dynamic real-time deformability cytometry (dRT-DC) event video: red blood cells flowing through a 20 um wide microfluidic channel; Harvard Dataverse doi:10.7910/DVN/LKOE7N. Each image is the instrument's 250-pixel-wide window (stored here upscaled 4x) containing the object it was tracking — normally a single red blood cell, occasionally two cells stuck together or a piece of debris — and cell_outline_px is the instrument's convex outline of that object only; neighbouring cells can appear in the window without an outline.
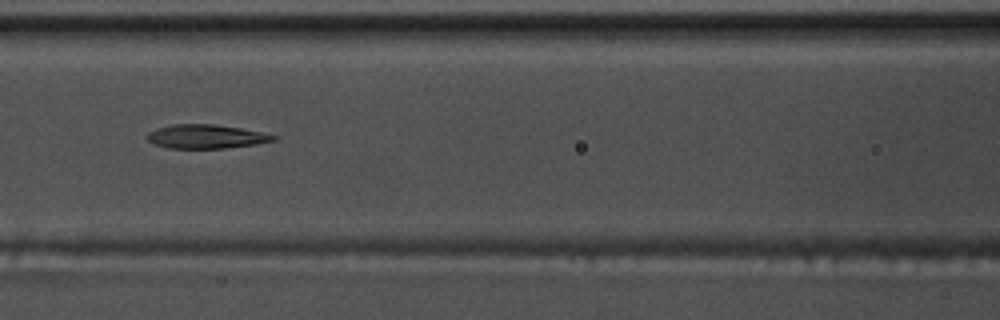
{"species": "common noctule bat (a hibernating species)", "species_latin": "Nyctalus noctula", "temperature_condition": "warm", "stored_images_in_passage": 54, "camera_frame_rate_fps": 3000, "um_per_image_px": 0.085, "animal": {"sex": "male", "body_mass_g": 17.5, "forearm_length_mm": 52.3}, "frame": {"image": 1, "passage_image": 24, "time_ms": 7.667, "image_size_px": [1000, 320], "cell_outline_px": [[280, 136], [276, 140], [256, 144], [224, 148], [168, 148], [152, 144], [148, 140], [148, 132], [156, 128], [172, 124], [212, 124], [240, 128]], "centroid_in_image_um": [17.5, 11.6], "position_along_channel_um": 149.1, "area_um2": 17.57}}
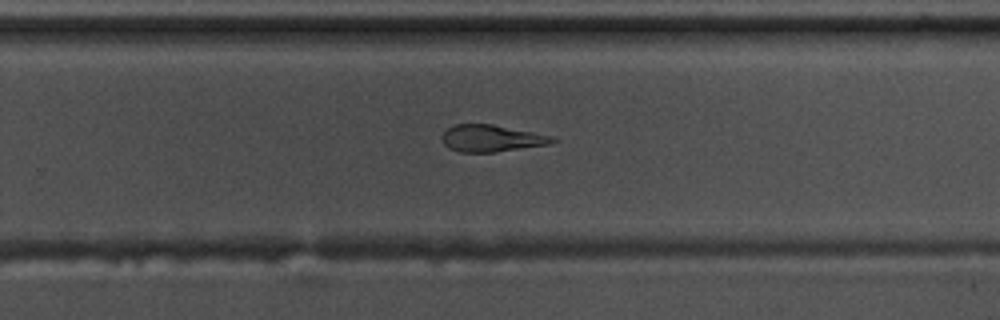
{"frame": {"image": 2, "passage_image": 35, "time_ms": 11.333, "image_size_px": [1000, 320], "cell_outline_px": [[560, 140], [548, 144], [496, 152], [460, 152], [448, 148], [444, 144], [440, 136], [448, 128], [456, 124], [492, 124], [556, 136]], "centroid_in_image_um": [41.8, 11.75], "position_along_channel_um": 288.0, "area_um2": 17.46}}
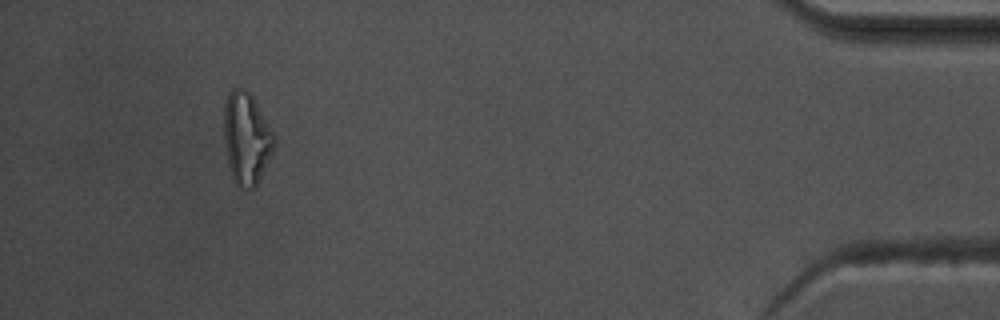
{"frame": {"image": 3, "passage_image": 50, "time_ms": 16.333, "image_size_px": [1000, 320], "cell_outline_px": [[276, 148], [256, 184], [252, 188], [240, 188], [232, 180], [228, 164], [224, 140], [224, 104], [228, 92], [232, 88], [244, 88], [252, 96], [272, 132], [276, 140]], "centroid_in_image_um": [20.93, 11.77], "position_along_channel_um": 414.3, "area_um2": 26.88}, "authors_computed_cell_mechanics": {"area_um2": 18.5538, "velocity_mm_per_s": 3.8034, "shape_relaxation_time_tau1_ms": 7.1002, "shape_relaxation_time_tau2_ms": 3.8214, "deformation_change_tau1": 0.1883, "deformation_change_tau2": 0.1394}}